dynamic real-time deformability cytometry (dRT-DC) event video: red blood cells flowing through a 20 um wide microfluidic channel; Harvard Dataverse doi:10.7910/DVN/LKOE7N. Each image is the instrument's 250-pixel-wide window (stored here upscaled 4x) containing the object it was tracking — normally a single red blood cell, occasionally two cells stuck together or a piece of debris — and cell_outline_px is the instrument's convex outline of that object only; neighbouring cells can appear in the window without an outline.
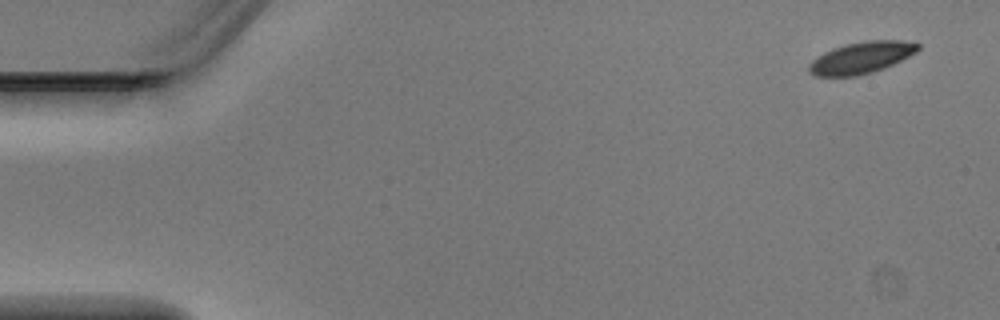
{"species": "Egyptian fruit bat (a non-hibernating species)", "species_latin": "Rousettus aegyptiacus", "temperature_condition": "warm", "stored_images_in_passage": 4, "camera_frame_rate_fps": 3000, "um_per_image_px": 0.085, "animal": {"sex": "male"}, "frame": {"image": 1, "passage_image": 1, "time_ms": 0.0, "image_size_px": [1000, 320], "cell_outline_px": [[920, 48], [916, 52], [884, 68], [872, 72], [856, 76], [812, 76], [808, 72], [808, 64], [812, 60], [824, 52], [832, 48], [848, 44], [868, 40], [904, 40], [920, 44]], "centroid_in_image_um": [73.18, 4.9], "position_along_channel_um": 11.8, "area_um2": 20.06}}